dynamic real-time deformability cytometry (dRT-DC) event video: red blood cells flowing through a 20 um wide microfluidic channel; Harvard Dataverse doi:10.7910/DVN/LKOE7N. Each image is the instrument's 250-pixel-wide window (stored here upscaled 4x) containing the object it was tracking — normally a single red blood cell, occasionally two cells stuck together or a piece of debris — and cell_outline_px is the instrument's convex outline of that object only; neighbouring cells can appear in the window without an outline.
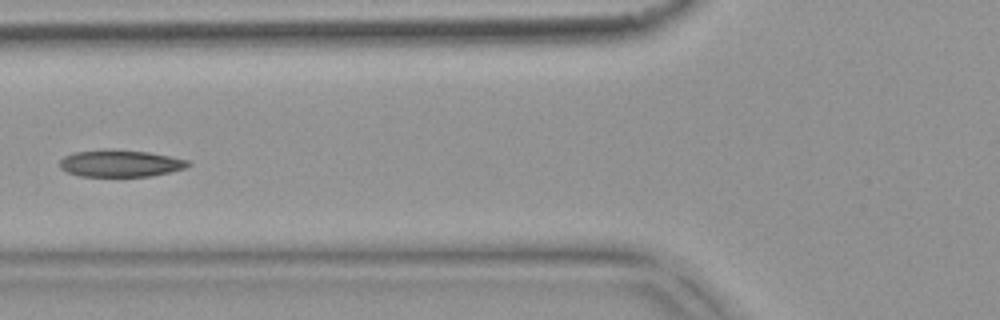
{"species": "common noctule bat (a hibernating species)", "species_latin": "Nyctalus noctula", "temperature_condition": "warm", "stored_images_in_passage": 6, "camera_frame_rate_fps": 3000, "um_per_image_px": 0.085, "animal": {"sex": "female", "body_mass_g": 18.4}, "frame": {"image": 1, "passage_image": 6, "time_ms": 1.667, "image_size_px": [1000, 320], "cell_outline_px": [[192, 164], [184, 168], [172, 172], [152, 176], [80, 176], [68, 172], [60, 168], [60, 160], [64, 156], [76, 152], [112, 148], [148, 152], [188, 160]], "centroid_in_image_um": [10.24, 13.88], "position_along_channel_um": 115.6, "area_um2": 20.23}}